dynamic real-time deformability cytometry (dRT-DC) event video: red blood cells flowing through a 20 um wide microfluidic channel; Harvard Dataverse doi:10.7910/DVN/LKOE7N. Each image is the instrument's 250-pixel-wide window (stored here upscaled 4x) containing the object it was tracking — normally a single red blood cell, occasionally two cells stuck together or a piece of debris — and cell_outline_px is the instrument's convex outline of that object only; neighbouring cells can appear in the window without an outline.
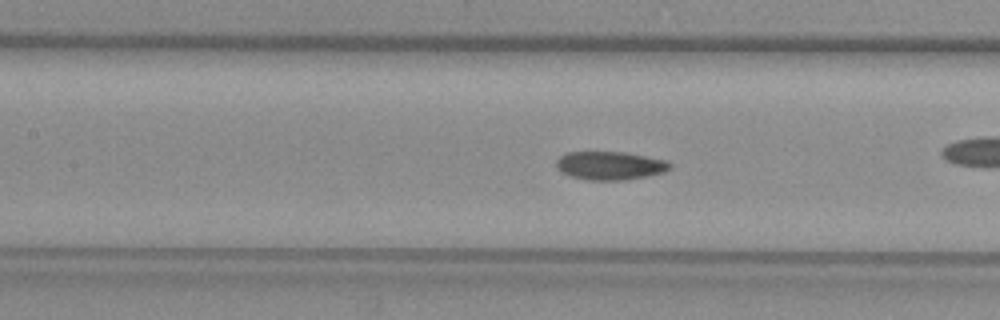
{"species": "common noctule bat (a hibernating species)", "species_latin": "Nyctalus noctula", "temperature_condition": "warm", "stored_images_in_passage": 51, "camera_frame_rate_fps": 3000, "um_per_image_px": 0.085, "animal": {"sex": "female", "body_mass_g": 29.2, "forearm_length_mm": 56.3}, "frame": {"image": 1, "passage_image": 22, "time_ms": 7.0, "image_size_px": [1000, 320], "cell_outline_px": [[672, 168], [664, 172], [648, 176], [628, 180], [588, 180], [568, 176], [560, 172], [556, 168], [556, 160], [564, 152], [624, 152], [664, 160], [672, 164]], "centroid_in_image_um": [51.81, 14.09], "position_along_channel_um": 155.6, "area_um2": 19.02}}
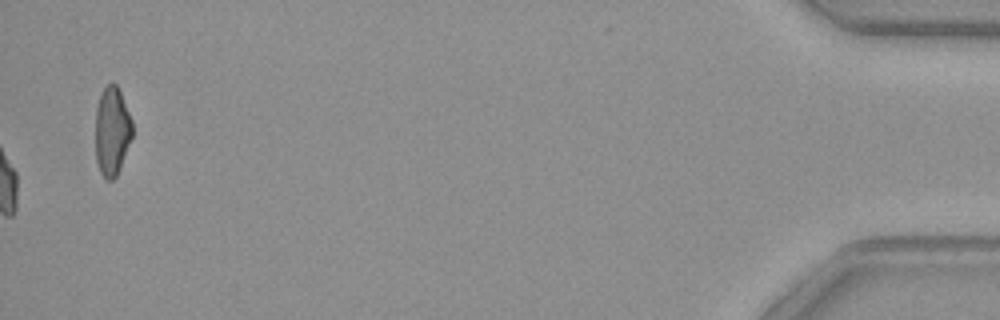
{"frame": {"image": 2, "passage_image": 51, "time_ms": 16.667, "image_size_px": [1000, 320], "cell_outline_px": [[132, 136], [120, 168], [116, 176], [112, 180], [108, 180], [100, 172], [96, 160], [96, 108], [100, 96], [104, 88], [108, 84], [116, 84], [120, 92], [132, 120]], "centroid_in_image_um": [9.52, 11.16], "position_along_channel_um": 425.7, "area_um2": 18.79}}